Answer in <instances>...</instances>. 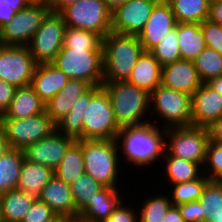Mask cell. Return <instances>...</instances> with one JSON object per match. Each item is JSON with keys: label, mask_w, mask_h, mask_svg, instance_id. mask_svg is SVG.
<instances>
[{"label": "cell", "mask_w": 222, "mask_h": 222, "mask_svg": "<svg viewBox=\"0 0 222 222\" xmlns=\"http://www.w3.org/2000/svg\"><path fill=\"white\" fill-rule=\"evenodd\" d=\"M116 141L121 162L131 164L133 169L150 168L160 163L165 153V129L147 123L138 126L122 127ZM160 161V162H159Z\"/></svg>", "instance_id": "1"}, {"label": "cell", "mask_w": 222, "mask_h": 222, "mask_svg": "<svg viewBox=\"0 0 222 222\" xmlns=\"http://www.w3.org/2000/svg\"><path fill=\"white\" fill-rule=\"evenodd\" d=\"M103 82L127 81L144 52L137 35L114 32L102 38Z\"/></svg>", "instance_id": "2"}, {"label": "cell", "mask_w": 222, "mask_h": 222, "mask_svg": "<svg viewBox=\"0 0 222 222\" xmlns=\"http://www.w3.org/2000/svg\"><path fill=\"white\" fill-rule=\"evenodd\" d=\"M118 125L138 126L151 122L150 94L127 81L103 82ZM147 117V118H146Z\"/></svg>", "instance_id": "3"}, {"label": "cell", "mask_w": 222, "mask_h": 222, "mask_svg": "<svg viewBox=\"0 0 222 222\" xmlns=\"http://www.w3.org/2000/svg\"><path fill=\"white\" fill-rule=\"evenodd\" d=\"M82 154L85 173L105 187L118 189L121 186L118 182L121 184L120 173L123 174L124 164L121 162L116 139L82 140Z\"/></svg>", "instance_id": "4"}, {"label": "cell", "mask_w": 222, "mask_h": 222, "mask_svg": "<svg viewBox=\"0 0 222 222\" xmlns=\"http://www.w3.org/2000/svg\"><path fill=\"white\" fill-rule=\"evenodd\" d=\"M150 110L151 123L163 129L191 126V96L187 93L160 85L150 93Z\"/></svg>", "instance_id": "5"}, {"label": "cell", "mask_w": 222, "mask_h": 222, "mask_svg": "<svg viewBox=\"0 0 222 222\" xmlns=\"http://www.w3.org/2000/svg\"><path fill=\"white\" fill-rule=\"evenodd\" d=\"M52 64L69 79L83 80L90 86L103 84L102 48H62Z\"/></svg>", "instance_id": "6"}, {"label": "cell", "mask_w": 222, "mask_h": 222, "mask_svg": "<svg viewBox=\"0 0 222 222\" xmlns=\"http://www.w3.org/2000/svg\"><path fill=\"white\" fill-rule=\"evenodd\" d=\"M121 127L118 125L109 95L101 87L90 99L83 116V140H114Z\"/></svg>", "instance_id": "7"}, {"label": "cell", "mask_w": 222, "mask_h": 222, "mask_svg": "<svg viewBox=\"0 0 222 222\" xmlns=\"http://www.w3.org/2000/svg\"><path fill=\"white\" fill-rule=\"evenodd\" d=\"M60 14L67 27L91 31L102 38L112 32V9L103 0H80Z\"/></svg>", "instance_id": "8"}, {"label": "cell", "mask_w": 222, "mask_h": 222, "mask_svg": "<svg viewBox=\"0 0 222 222\" xmlns=\"http://www.w3.org/2000/svg\"><path fill=\"white\" fill-rule=\"evenodd\" d=\"M210 140L207 127L186 126L165 129V151L174 157L198 163L205 161L206 148Z\"/></svg>", "instance_id": "9"}, {"label": "cell", "mask_w": 222, "mask_h": 222, "mask_svg": "<svg viewBox=\"0 0 222 222\" xmlns=\"http://www.w3.org/2000/svg\"><path fill=\"white\" fill-rule=\"evenodd\" d=\"M0 128L5 132L11 148L24 150L56 130V124L47 112L18 119H0Z\"/></svg>", "instance_id": "10"}, {"label": "cell", "mask_w": 222, "mask_h": 222, "mask_svg": "<svg viewBox=\"0 0 222 222\" xmlns=\"http://www.w3.org/2000/svg\"><path fill=\"white\" fill-rule=\"evenodd\" d=\"M50 11L48 4H28L0 29V45L28 46Z\"/></svg>", "instance_id": "11"}, {"label": "cell", "mask_w": 222, "mask_h": 222, "mask_svg": "<svg viewBox=\"0 0 222 222\" xmlns=\"http://www.w3.org/2000/svg\"><path fill=\"white\" fill-rule=\"evenodd\" d=\"M66 24L59 12L50 11L28 45L36 64L52 63L63 47Z\"/></svg>", "instance_id": "12"}, {"label": "cell", "mask_w": 222, "mask_h": 222, "mask_svg": "<svg viewBox=\"0 0 222 222\" xmlns=\"http://www.w3.org/2000/svg\"><path fill=\"white\" fill-rule=\"evenodd\" d=\"M35 63L28 46L0 45V79L18 87L31 85Z\"/></svg>", "instance_id": "13"}, {"label": "cell", "mask_w": 222, "mask_h": 222, "mask_svg": "<svg viewBox=\"0 0 222 222\" xmlns=\"http://www.w3.org/2000/svg\"><path fill=\"white\" fill-rule=\"evenodd\" d=\"M159 0H129L112 10V32L138 35Z\"/></svg>", "instance_id": "14"}, {"label": "cell", "mask_w": 222, "mask_h": 222, "mask_svg": "<svg viewBox=\"0 0 222 222\" xmlns=\"http://www.w3.org/2000/svg\"><path fill=\"white\" fill-rule=\"evenodd\" d=\"M76 140L60 134L57 130L51 133L49 136L39 140L23 150L25 160L41 164L55 170L67 149Z\"/></svg>", "instance_id": "15"}, {"label": "cell", "mask_w": 222, "mask_h": 222, "mask_svg": "<svg viewBox=\"0 0 222 222\" xmlns=\"http://www.w3.org/2000/svg\"><path fill=\"white\" fill-rule=\"evenodd\" d=\"M176 25L177 21L170 4L166 0H159L153 7L142 31L137 35L144 51H150Z\"/></svg>", "instance_id": "16"}, {"label": "cell", "mask_w": 222, "mask_h": 222, "mask_svg": "<svg viewBox=\"0 0 222 222\" xmlns=\"http://www.w3.org/2000/svg\"><path fill=\"white\" fill-rule=\"evenodd\" d=\"M222 116V95L203 83L191 96V126L209 127Z\"/></svg>", "instance_id": "17"}, {"label": "cell", "mask_w": 222, "mask_h": 222, "mask_svg": "<svg viewBox=\"0 0 222 222\" xmlns=\"http://www.w3.org/2000/svg\"><path fill=\"white\" fill-rule=\"evenodd\" d=\"M203 84L192 61L178 60L162 67L161 85L190 96Z\"/></svg>", "instance_id": "18"}, {"label": "cell", "mask_w": 222, "mask_h": 222, "mask_svg": "<svg viewBox=\"0 0 222 222\" xmlns=\"http://www.w3.org/2000/svg\"><path fill=\"white\" fill-rule=\"evenodd\" d=\"M38 200L46 203L61 218H78L79 216L70 185L55 175L42 188Z\"/></svg>", "instance_id": "19"}, {"label": "cell", "mask_w": 222, "mask_h": 222, "mask_svg": "<svg viewBox=\"0 0 222 222\" xmlns=\"http://www.w3.org/2000/svg\"><path fill=\"white\" fill-rule=\"evenodd\" d=\"M68 81L69 77L52 63L37 64L33 72L31 86L46 104Z\"/></svg>", "instance_id": "20"}, {"label": "cell", "mask_w": 222, "mask_h": 222, "mask_svg": "<svg viewBox=\"0 0 222 222\" xmlns=\"http://www.w3.org/2000/svg\"><path fill=\"white\" fill-rule=\"evenodd\" d=\"M91 86L83 80L69 79L68 83L45 104V111L57 124L73 107L76 100Z\"/></svg>", "instance_id": "21"}, {"label": "cell", "mask_w": 222, "mask_h": 222, "mask_svg": "<svg viewBox=\"0 0 222 222\" xmlns=\"http://www.w3.org/2000/svg\"><path fill=\"white\" fill-rule=\"evenodd\" d=\"M117 188L104 187L79 213L78 218L86 222H103L127 196ZM123 198V199H122Z\"/></svg>", "instance_id": "22"}, {"label": "cell", "mask_w": 222, "mask_h": 222, "mask_svg": "<svg viewBox=\"0 0 222 222\" xmlns=\"http://www.w3.org/2000/svg\"><path fill=\"white\" fill-rule=\"evenodd\" d=\"M45 112V103L31 85L18 87L9 108L0 119H18L32 117Z\"/></svg>", "instance_id": "23"}, {"label": "cell", "mask_w": 222, "mask_h": 222, "mask_svg": "<svg viewBox=\"0 0 222 222\" xmlns=\"http://www.w3.org/2000/svg\"><path fill=\"white\" fill-rule=\"evenodd\" d=\"M162 66L149 51H144L134 66L127 82L149 94L161 85Z\"/></svg>", "instance_id": "24"}, {"label": "cell", "mask_w": 222, "mask_h": 222, "mask_svg": "<svg viewBox=\"0 0 222 222\" xmlns=\"http://www.w3.org/2000/svg\"><path fill=\"white\" fill-rule=\"evenodd\" d=\"M102 86H91L74 103L69 113L56 124V130L60 134L73 139L83 140V116L91 97Z\"/></svg>", "instance_id": "25"}, {"label": "cell", "mask_w": 222, "mask_h": 222, "mask_svg": "<svg viewBox=\"0 0 222 222\" xmlns=\"http://www.w3.org/2000/svg\"><path fill=\"white\" fill-rule=\"evenodd\" d=\"M162 160L164 161L162 162L164 167L161 166L162 169L164 168L162 175L163 173L166 175H163L165 179L161 183L167 181L163 183L164 185H161L162 187H165V185L170 186L177 183L190 182L198 179L203 174L202 167L198 163L170 156L166 151Z\"/></svg>", "instance_id": "26"}, {"label": "cell", "mask_w": 222, "mask_h": 222, "mask_svg": "<svg viewBox=\"0 0 222 222\" xmlns=\"http://www.w3.org/2000/svg\"><path fill=\"white\" fill-rule=\"evenodd\" d=\"M53 176V169L24 160L20 171L17 189L38 199L42 188Z\"/></svg>", "instance_id": "27"}, {"label": "cell", "mask_w": 222, "mask_h": 222, "mask_svg": "<svg viewBox=\"0 0 222 222\" xmlns=\"http://www.w3.org/2000/svg\"><path fill=\"white\" fill-rule=\"evenodd\" d=\"M181 59L194 61L206 47L200 23H178Z\"/></svg>", "instance_id": "28"}, {"label": "cell", "mask_w": 222, "mask_h": 222, "mask_svg": "<svg viewBox=\"0 0 222 222\" xmlns=\"http://www.w3.org/2000/svg\"><path fill=\"white\" fill-rule=\"evenodd\" d=\"M84 173L82 140H77L67 149L59 166L54 170V175L70 185Z\"/></svg>", "instance_id": "29"}, {"label": "cell", "mask_w": 222, "mask_h": 222, "mask_svg": "<svg viewBox=\"0 0 222 222\" xmlns=\"http://www.w3.org/2000/svg\"><path fill=\"white\" fill-rule=\"evenodd\" d=\"M3 222H22L25 214L36 200L19 189L0 195Z\"/></svg>", "instance_id": "30"}, {"label": "cell", "mask_w": 222, "mask_h": 222, "mask_svg": "<svg viewBox=\"0 0 222 222\" xmlns=\"http://www.w3.org/2000/svg\"><path fill=\"white\" fill-rule=\"evenodd\" d=\"M23 150L11 148L0 158V195L17 189L24 162Z\"/></svg>", "instance_id": "31"}, {"label": "cell", "mask_w": 222, "mask_h": 222, "mask_svg": "<svg viewBox=\"0 0 222 222\" xmlns=\"http://www.w3.org/2000/svg\"><path fill=\"white\" fill-rule=\"evenodd\" d=\"M175 15L177 23H202L208 19V0H166Z\"/></svg>", "instance_id": "32"}, {"label": "cell", "mask_w": 222, "mask_h": 222, "mask_svg": "<svg viewBox=\"0 0 222 222\" xmlns=\"http://www.w3.org/2000/svg\"><path fill=\"white\" fill-rule=\"evenodd\" d=\"M157 194H149L146 198L140 200V208L138 207L139 222H163L166 213L173 205L167 193L163 194V190ZM155 195V196H154Z\"/></svg>", "instance_id": "33"}, {"label": "cell", "mask_w": 222, "mask_h": 222, "mask_svg": "<svg viewBox=\"0 0 222 222\" xmlns=\"http://www.w3.org/2000/svg\"><path fill=\"white\" fill-rule=\"evenodd\" d=\"M203 222H219L222 220V181L210 180L204 187L199 199Z\"/></svg>", "instance_id": "34"}, {"label": "cell", "mask_w": 222, "mask_h": 222, "mask_svg": "<svg viewBox=\"0 0 222 222\" xmlns=\"http://www.w3.org/2000/svg\"><path fill=\"white\" fill-rule=\"evenodd\" d=\"M209 181L210 179L202 174L196 180L171 185L167 191L163 192L168 193L172 204L178 206L180 204L199 200L203 193L204 187Z\"/></svg>", "instance_id": "35"}, {"label": "cell", "mask_w": 222, "mask_h": 222, "mask_svg": "<svg viewBox=\"0 0 222 222\" xmlns=\"http://www.w3.org/2000/svg\"><path fill=\"white\" fill-rule=\"evenodd\" d=\"M104 187L87 173L82 174L71 183L70 188L77 212L80 213Z\"/></svg>", "instance_id": "36"}, {"label": "cell", "mask_w": 222, "mask_h": 222, "mask_svg": "<svg viewBox=\"0 0 222 222\" xmlns=\"http://www.w3.org/2000/svg\"><path fill=\"white\" fill-rule=\"evenodd\" d=\"M178 23L175 28L163 36V39L149 52L163 67L181 60L178 42Z\"/></svg>", "instance_id": "37"}, {"label": "cell", "mask_w": 222, "mask_h": 222, "mask_svg": "<svg viewBox=\"0 0 222 222\" xmlns=\"http://www.w3.org/2000/svg\"><path fill=\"white\" fill-rule=\"evenodd\" d=\"M193 63L203 83L222 75V55L212 48L206 46Z\"/></svg>", "instance_id": "38"}, {"label": "cell", "mask_w": 222, "mask_h": 222, "mask_svg": "<svg viewBox=\"0 0 222 222\" xmlns=\"http://www.w3.org/2000/svg\"><path fill=\"white\" fill-rule=\"evenodd\" d=\"M62 48H102V37L91 31L66 26Z\"/></svg>", "instance_id": "39"}, {"label": "cell", "mask_w": 222, "mask_h": 222, "mask_svg": "<svg viewBox=\"0 0 222 222\" xmlns=\"http://www.w3.org/2000/svg\"><path fill=\"white\" fill-rule=\"evenodd\" d=\"M202 172L210 180L222 181V142L209 140Z\"/></svg>", "instance_id": "40"}, {"label": "cell", "mask_w": 222, "mask_h": 222, "mask_svg": "<svg viewBox=\"0 0 222 222\" xmlns=\"http://www.w3.org/2000/svg\"><path fill=\"white\" fill-rule=\"evenodd\" d=\"M59 216L44 202L36 199L22 222H55Z\"/></svg>", "instance_id": "41"}, {"label": "cell", "mask_w": 222, "mask_h": 222, "mask_svg": "<svg viewBox=\"0 0 222 222\" xmlns=\"http://www.w3.org/2000/svg\"><path fill=\"white\" fill-rule=\"evenodd\" d=\"M206 46L222 55V26L208 19L200 23Z\"/></svg>", "instance_id": "42"}, {"label": "cell", "mask_w": 222, "mask_h": 222, "mask_svg": "<svg viewBox=\"0 0 222 222\" xmlns=\"http://www.w3.org/2000/svg\"><path fill=\"white\" fill-rule=\"evenodd\" d=\"M123 201L124 200L119 203L114 212L103 222H139L137 209L139 204L135 205L132 202L131 204L136 206L134 208L131 204L129 205V203L127 204L125 201Z\"/></svg>", "instance_id": "43"}, {"label": "cell", "mask_w": 222, "mask_h": 222, "mask_svg": "<svg viewBox=\"0 0 222 222\" xmlns=\"http://www.w3.org/2000/svg\"><path fill=\"white\" fill-rule=\"evenodd\" d=\"M177 207L185 222H203L204 214L199 200L180 204Z\"/></svg>", "instance_id": "44"}, {"label": "cell", "mask_w": 222, "mask_h": 222, "mask_svg": "<svg viewBox=\"0 0 222 222\" xmlns=\"http://www.w3.org/2000/svg\"><path fill=\"white\" fill-rule=\"evenodd\" d=\"M16 87L0 79V116L9 108Z\"/></svg>", "instance_id": "45"}, {"label": "cell", "mask_w": 222, "mask_h": 222, "mask_svg": "<svg viewBox=\"0 0 222 222\" xmlns=\"http://www.w3.org/2000/svg\"><path fill=\"white\" fill-rule=\"evenodd\" d=\"M208 20L222 26V1L210 2Z\"/></svg>", "instance_id": "46"}, {"label": "cell", "mask_w": 222, "mask_h": 222, "mask_svg": "<svg viewBox=\"0 0 222 222\" xmlns=\"http://www.w3.org/2000/svg\"><path fill=\"white\" fill-rule=\"evenodd\" d=\"M16 12L11 8V6L7 5L5 2L0 4V29L7 23H9Z\"/></svg>", "instance_id": "47"}, {"label": "cell", "mask_w": 222, "mask_h": 222, "mask_svg": "<svg viewBox=\"0 0 222 222\" xmlns=\"http://www.w3.org/2000/svg\"><path fill=\"white\" fill-rule=\"evenodd\" d=\"M210 140L213 142H222V116L209 127Z\"/></svg>", "instance_id": "48"}, {"label": "cell", "mask_w": 222, "mask_h": 222, "mask_svg": "<svg viewBox=\"0 0 222 222\" xmlns=\"http://www.w3.org/2000/svg\"><path fill=\"white\" fill-rule=\"evenodd\" d=\"M80 0H47V4L52 12H61L65 7Z\"/></svg>", "instance_id": "49"}, {"label": "cell", "mask_w": 222, "mask_h": 222, "mask_svg": "<svg viewBox=\"0 0 222 222\" xmlns=\"http://www.w3.org/2000/svg\"><path fill=\"white\" fill-rule=\"evenodd\" d=\"M163 222H185L182 218L177 206L172 205L171 208L166 213Z\"/></svg>", "instance_id": "50"}, {"label": "cell", "mask_w": 222, "mask_h": 222, "mask_svg": "<svg viewBox=\"0 0 222 222\" xmlns=\"http://www.w3.org/2000/svg\"><path fill=\"white\" fill-rule=\"evenodd\" d=\"M11 149L5 132L0 128V158Z\"/></svg>", "instance_id": "51"}, {"label": "cell", "mask_w": 222, "mask_h": 222, "mask_svg": "<svg viewBox=\"0 0 222 222\" xmlns=\"http://www.w3.org/2000/svg\"><path fill=\"white\" fill-rule=\"evenodd\" d=\"M5 3L11 6L16 13L28 5L26 0H6Z\"/></svg>", "instance_id": "52"}, {"label": "cell", "mask_w": 222, "mask_h": 222, "mask_svg": "<svg viewBox=\"0 0 222 222\" xmlns=\"http://www.w3.org/2000/svg\"><path fill=\"white\" fill-rule=\"evenodd\" d=\"M206 84L222 95V75L210 79Z\"/></svg>", "instance_id": "53"}, {"label": "cell", "mask_w": 222, "mask_h": 222, "mask_svg": "<svg viewBox=\"0 0 222 222\" xmlns=\"http://www.w3.org/2000/svg\"><path fill=\"white\" fill-rule=\"evenodd\" d=\"M103 1L113 10L116 6L125 3L129 0H103Z\"/></svg>", "instance_id": "54"}, {"label": "cell", "mask_w": 222, "mask_h": 222, "mask_svg": "<svg viewBox=\"0 0 222 222\" xmlns=\"http://www.w3.org/2000/svg\"><path fill=\"white\" fill-rule=\"evenodd\" d=\"M28 4H47V0H26Z\"/></svg>", "instance_id": "55"}, {"label": "cell", "mask_w": 222, "mask_h": 222, "mask_svg": "<svg viewBox=\"0 0 222 222\" xmlns=\"http://www.w3.org/2000/svg\"><path fill=\"white\" fill-rule=\"evenodd\" d=\"M62 222H86L81 220L80 218H62Z\"/></svg>", "instance_id": "56"}, {"label": "cell", "mask_w": 222, "mask_h": 222, "mask_svg": "<svg viewBox=\"0 0 222 222\" xmlns=\"http://www.w3.org/2000/svg\"><path fill=\"white\" fill-rule=\"evenodd\" d=\"M0 222H3V219H2V205H1V199H0Z\"/></svg>", "instance_id": "57"}, {"label": "cell", "mask_w": 222, "mask_h": 222, "mask_svg": "<svg viewBox=\"0 0 222 222\" xmlns=\"http://www.w3.org/2000/svg\"><path fill=\"white\" fill-rule=\"evenodd\" d=\"M55 222H62V218L59 217Z\"/></svg>", "instance_id": "58"}]
</instances>
